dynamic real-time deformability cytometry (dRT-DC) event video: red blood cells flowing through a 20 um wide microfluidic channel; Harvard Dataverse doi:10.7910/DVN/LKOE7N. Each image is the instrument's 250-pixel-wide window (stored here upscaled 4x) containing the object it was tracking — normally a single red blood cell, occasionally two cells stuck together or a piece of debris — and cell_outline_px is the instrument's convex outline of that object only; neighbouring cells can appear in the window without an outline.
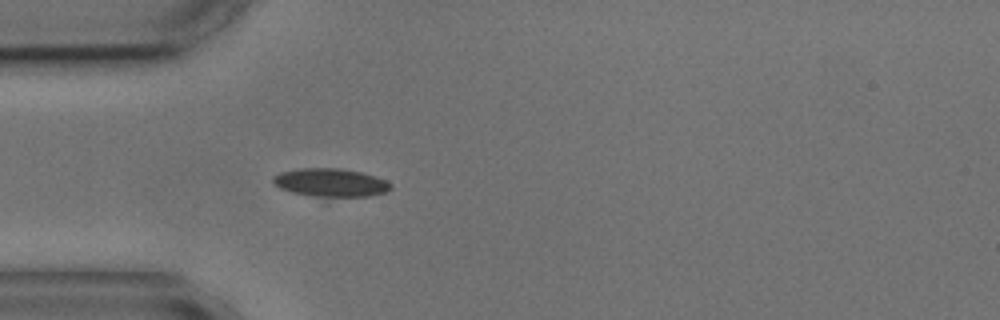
{"species": "common noctule bat (a hibernating species)", "species_latin": "Nyctalus noctula", "temperature_condition": "cold", "stored_images_in_passage": 4, "camera_frame_rate_fps": 3000, "um_per_image_px": 0.085, "animal": {"sex": "male", "body_mass_g": 17.9, "forearm_length_mm": 54.2}, "frame": {"image": 1, "passage_image": 4, "time_ms": 3.333, "image_size_px": [1000, 320], "cell_outline_px": [[392, 188], [388, 192], [368, 196], [312, 196], [292, 192], [280, 188], [272, 180], [272, 176], [280, 172], [300, 168], [340, 168], [360, 172], [384, 180], [392, 184]], "centroid_in_image_um": [28.09, 15.51], "position_along_channel_um": 56.9, "area_um2": 19.19}}